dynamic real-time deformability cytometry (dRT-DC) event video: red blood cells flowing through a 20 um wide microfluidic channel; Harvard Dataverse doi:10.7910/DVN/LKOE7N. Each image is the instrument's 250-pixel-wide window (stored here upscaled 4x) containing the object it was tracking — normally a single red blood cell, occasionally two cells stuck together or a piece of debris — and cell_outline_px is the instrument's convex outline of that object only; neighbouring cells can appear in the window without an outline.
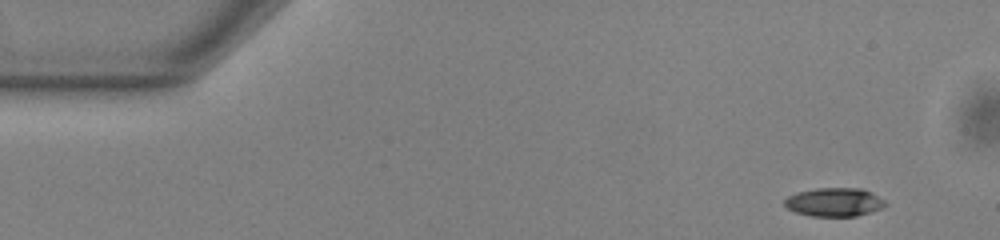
{"species": "common noctule bat (a hibernating species)", "species_latin": "Nyctalus noctula", "temperature_condition": "warm", "stored_images_in_passage": 50, "camera_frame_rate_fps": 3000, "um_per_image_px": 0.085, "animal": {"sex": "male", "body_mass_g": 13.0, "forearm_length_mm": 53.1}, "frame": {"image": 1, "passage_image": 1, "time_ms": 0.0, "image_size_px": [1000, 240], "cell_outline_px": [[888, 204], [880, 208], [856, 216], [812, 216], [796, 212], [788, 208], [784, 204], [784, 200], [788, 196], [796, 192], [816, 188], [864, 188], [872, 192], [884, 200]], "centroid_in_image_um": [70.91, 17.16], "position_along_channel_um": 14.1, "area_um2": 16.76}}
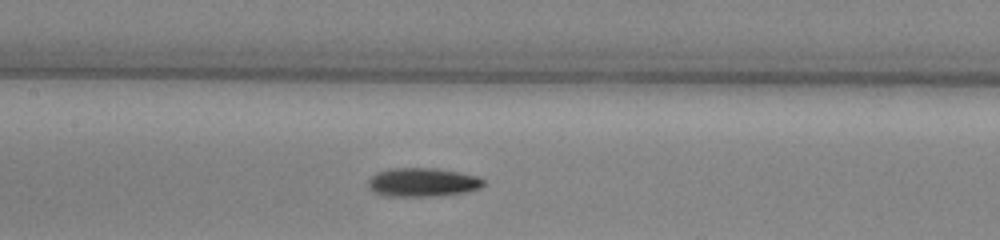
{"frame": {"image": 2, "passage_image": 22, "time_ms": 7.0, "image_size_px": [1000, 240], "cell_outline_px": [[484, 184], [480, 188], [468, 192], [432, 196], [388, 196], [376, 192], [368, 188], [368, 180], [376, 172], [388, 168], [436, 168], [460, 172], [480, 176], [484, 180]], "centroid_in_image_um": [35.94, 15.48], "position_along_channel_um": 171.5, "area_um2": 19.48}}
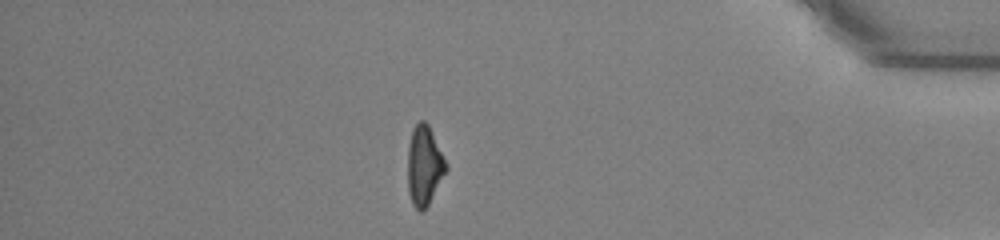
{"frame": {"image": 3, "passage_image": 43, "time_ms": 14.0, "image_size_px": [1000, 240], "cell_outline_px": [[448, 168], [428, 204], [420, 212], [412, 204], [408, 192], [408, 144], [412, 128], [420, 120], [424, 120], [428, 124], [448, 164]], "centroid_in_image_um": [36.06, 14.04], "position_along_channel_um": 399.1, "area_um2": 17.74}, "authors_computed_cell_mechanics": {"area_um2": 17.8891, "velocity_mm_per_s": 3.8399, "shape_relaxation_time_tau1_ms": 4.2059, "shape_relaxation_time_tau2_ms": null, "deformation_change_tau1": 0.1638, "deformation_change_tau2": null}}